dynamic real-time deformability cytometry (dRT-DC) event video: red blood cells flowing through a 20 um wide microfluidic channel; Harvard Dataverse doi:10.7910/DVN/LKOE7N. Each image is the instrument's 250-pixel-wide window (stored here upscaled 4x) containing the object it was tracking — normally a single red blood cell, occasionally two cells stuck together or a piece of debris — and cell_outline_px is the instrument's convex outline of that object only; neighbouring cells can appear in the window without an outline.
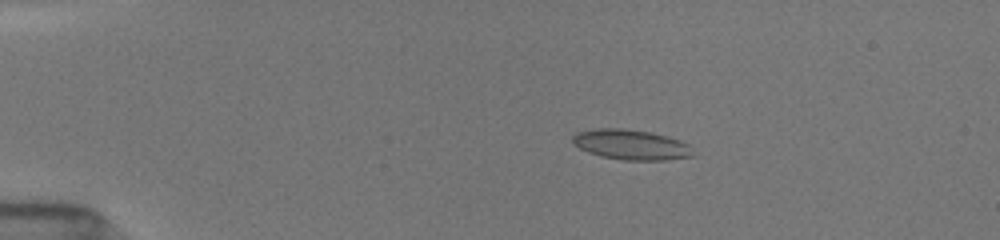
{"species": "common noctule bat (a hibernating species)", "species_latin": "Nyctalus noctula", "temperature_condition": "room temperature", "stored_images_in_passage": 12, "camera_frame_rate_fps": 3000, "um_per_image_px": 0.085, "animal": {"sex": "female", "body_mass_g": 19.5, "forearm_length_mm": 54.1}, "frame": {"image": 1, "passage_image": 7, "time_ms": 3.333, "image_size_px": [1000, 240], "cell_outline_px": [[696, 156], [668, 160], [624, 160], [600, 156], [588, 152], [572, 144], [572, 136], [576, 132], [596, 128], [624, 128], [648, 132], [680, 140], [688, 144]], "centroid_in_image_um": [53.62, 12.3], "position_along_channel_um": 31.4, "area_um2": 21.27}}
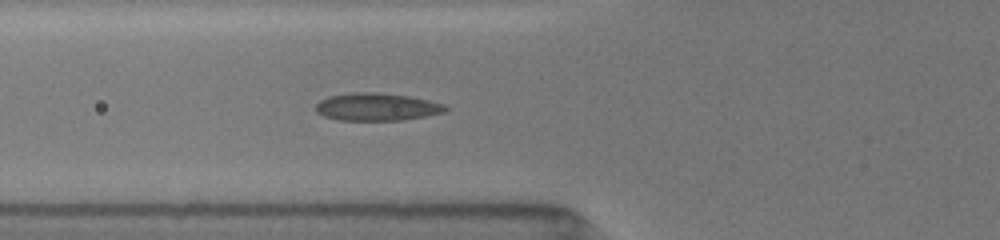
{"frame": {"image": 2, "passage_image": 12, "time_ms": 6.667, "image_size_px": [1000, 240], "cell_outline_px": [[448, 108], [444, 112], [424, 116], [400, 120], [340, 120], [324, 116], [316, 112], [316, 104], [320, 100], [328, 96], [352, 92], [376, 92], [408, 96], [428, 100], [444, 104]], "centroid_in_image_um": [31.99, 9.08], "position_along_channel_um": 93.8, "area_um2": 20.75}}